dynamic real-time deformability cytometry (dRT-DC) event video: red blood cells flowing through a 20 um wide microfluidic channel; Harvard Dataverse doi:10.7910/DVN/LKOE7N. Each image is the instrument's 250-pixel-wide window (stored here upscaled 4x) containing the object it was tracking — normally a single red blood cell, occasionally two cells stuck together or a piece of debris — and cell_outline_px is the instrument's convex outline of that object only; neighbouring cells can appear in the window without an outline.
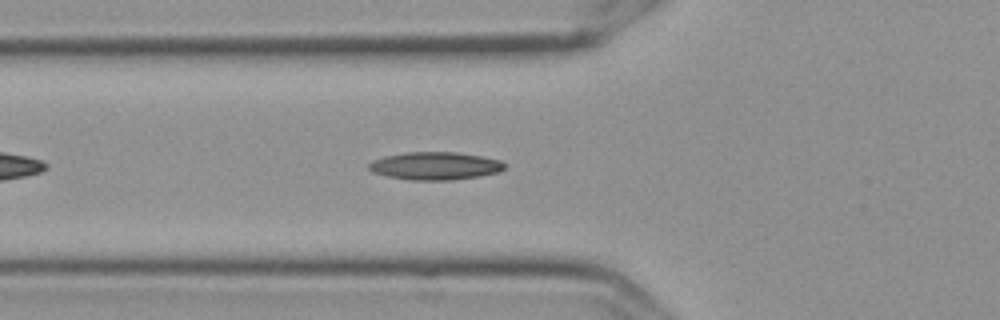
{"species": "Egyptian fruit bat (a non-hibernating species)", "species_latin": "Rousettus aegyptiacus", "temperature_condition": "cold", "stored_images_in_passage": 43, "camera_frame_rate_fps": 3000, "um_per_image_px": 0.085, "frame": {"image": 1, "passage_image": 7, "time_ms": 2.0, "image_size_px": [1000, 320], "cell_outline_px": [[504, 168], [496, 172], [480, 176], [452, 180], [412, 180], [388, 176], [372, 172], [368, 168], [368, 164], [372, 160], [384, 156], [404, 152], [456, 152], [480, 156], [500, 160], [504, 164]], "centroid_in_image_um": [36.94, 14.09], "position_along_channel_um": 88.9, "area_um2": 21.91}}
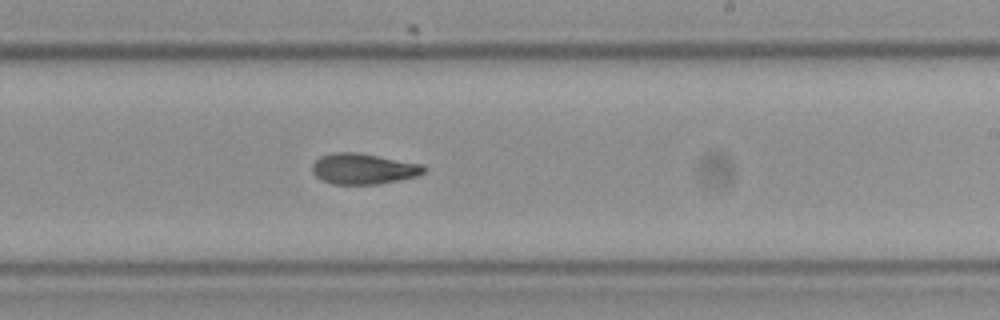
{"frame": {"image": 2, "passage_image": 21, "time_ms": 6.667, "image_size_px": [1000, 320], "cell_outline_px": [[428, 168], [424, 172], [416, 176], [376, 184], [332, 184], [320, 180], [312, 172], [312, 164], [320, 156], [332, 152], [356, 152], [424, 164]], "centroid_in_image_um": [30.86, 14.34], "position_along_channel_um": 258.1, "area_um2": 20.06}}
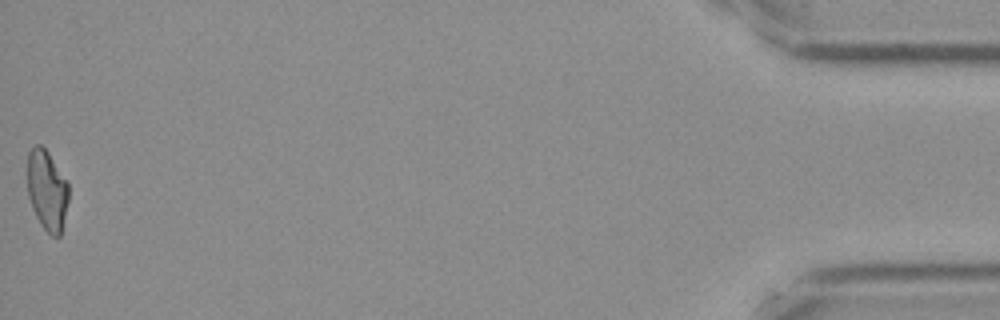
{"frame": {"image": 3, "passage_image": 43, "time_ms": 14.0, "image_size_px": [1000, 320], "cell_outline_px": [[68, 200], [60, 236], [52, 236], [40, 224], [32, 208], [28, 196], [28, 152], [36, 144], [40, 144], [48, 152], [68, 184]], "centroid_in_image_um": [3.98, 16.17], "position_along_channel_um": 431.2, "area_um2": 18.96}, "authors_computed_cell_mechanics": {"area_um2": 20.23, "velocity_mm_per_s": 3.6093, "shape_relaxation_time_tau1_ms": null, "shape_relaxation_time_tau2_ms": 3.6739, "deformation_change_tau1": null, "deformation_change_tau2": 0.1056}}